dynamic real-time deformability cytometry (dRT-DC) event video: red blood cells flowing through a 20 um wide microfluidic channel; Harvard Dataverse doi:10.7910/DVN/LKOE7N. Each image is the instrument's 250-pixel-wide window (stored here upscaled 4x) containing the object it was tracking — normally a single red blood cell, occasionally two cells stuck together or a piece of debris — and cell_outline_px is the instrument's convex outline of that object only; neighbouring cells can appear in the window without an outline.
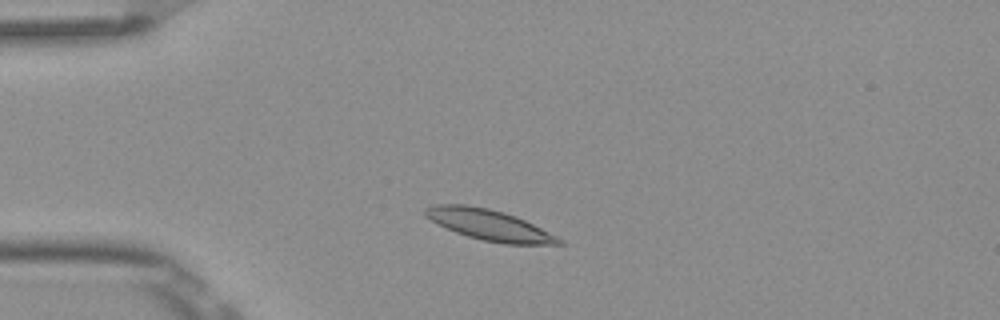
{"species": "Egyptian fruit bat (a non-hibernating species)", "species_latin": "Rousettus aegyptiacus", "temperature_condition": "room temperature", "stored_images_in_passage": 7, "camera_frame_rate_fps": 3000, "um_per_image_px": 0.085, "frame": {"image": 1, "passage_image": 3, "time_ms": 0.667, "image_size_px": [1000, 320], "cell_outline_px": [[564, 244], [504, 244], [484, 240], [468, 236], [456, 232], [424, 216], [424, 208], [436, 204], [464, 204], [488, 208], [504, 212], [516, 216], [564, 240]], "centroid_in_image_um": [41.58, 19.11], "position_along_channel_um": 43.4, "area_um2": 23.58}}
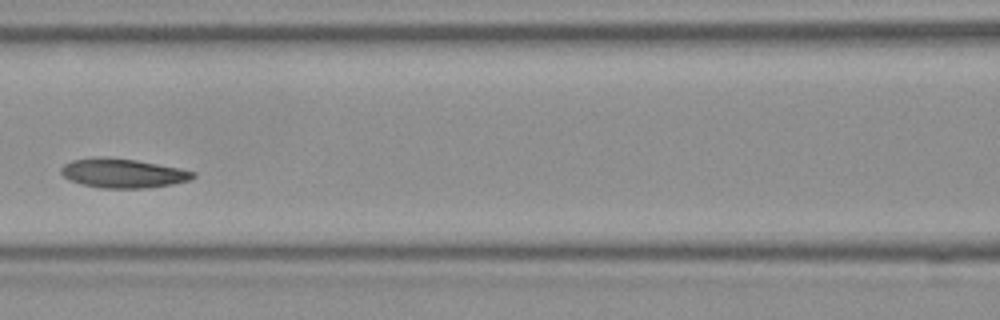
{"frame": {"image": 2, "passage_image": 6, "time_ms": 1.667, "image_size_px": [1000, 320], "cell_outline_px": [[196, 176], [192, 180], [172, 184], [144, 188], [100, 188], [68, 180], [60, 172], [60, 168], [64, 164], [72, 160], [96, 156], [136, 160], [180, 168], [196, 172]], "centroid_in_image_um": [10.45, 14.72], "position_along_channel_um": 156.2, "area_um2": 22.54}}
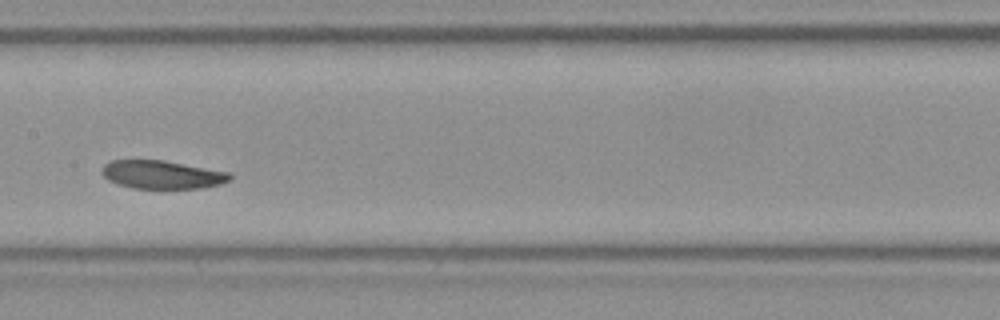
{"frame": {"image": 3, "passage_image": 7, "time_ms": 2.0, "image_size_px": [1000, 320], "cell_outline_px": [[232, 180], [220, 184], [204, 188], [132, 188], [116, 184], [108, 180], [100, 172], [104, 164], [112, 160], [164, 160], [228, 172], [232, 176]], "centroid_in_image_um": [13.76, 14.84], "position_along_channel_um": 193.6, "area_um2": 21.15}}